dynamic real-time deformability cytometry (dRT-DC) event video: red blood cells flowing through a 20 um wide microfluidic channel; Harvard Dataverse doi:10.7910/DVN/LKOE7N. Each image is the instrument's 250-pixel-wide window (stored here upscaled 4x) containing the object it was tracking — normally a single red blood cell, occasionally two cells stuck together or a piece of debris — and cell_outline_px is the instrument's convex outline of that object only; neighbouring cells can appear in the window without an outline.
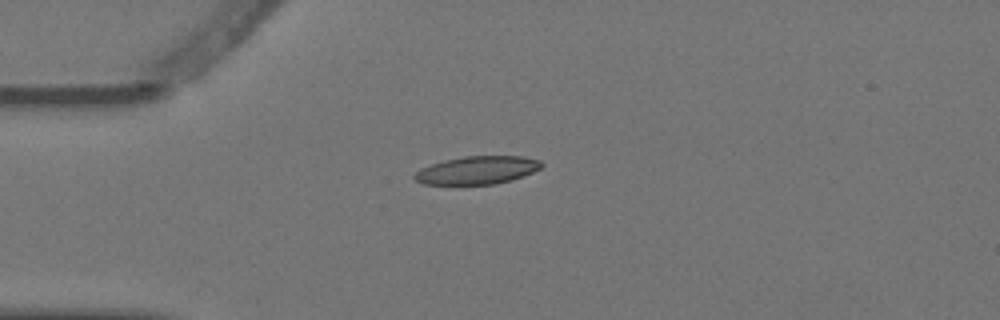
{"species": "Egyptian fruit bat (a non-hibernating species)", "species_latin": "Rousettus aegyptiacus", "temperature_condition": "warm", "stored_images_in_passage": 13, "camera_frame_rate_fps": 3000, "um_per_image_px": 0.085, "animal": {"sex": "female"}, "frame": {"image": 1, "passage_image": 2, "time_ms": 0.333, "image_size_px": [1000, 320], "cell_outline_px": [[544, 164], [540, 168], [532, 172], [512, 180], [496, 184], [424, 184], [416, 180], [412, 176], [420, 168], [444, 160], [464, 156], [524, 156], [540, 160]], "centroid_in_image_um": [40.57, 14.46], "position_along_channel_um": 44.4, "area_um2": 20.69}}
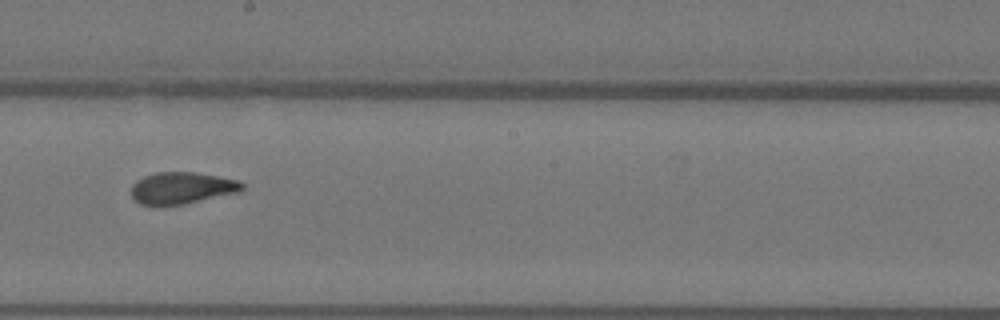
{"frame": {"image": 2, "passage_image": 7, "time_ms": 2.0, "image_size_px": [1000, 320], "cell_outline_px": [[244, 188], [240, 192], [184, 204], [156, 208], [140, 204], [132, 196], [132, 184], [136, 180], [144, 176], [156, 172], [192, 172], [240, 180], [244, 184]], "centroid_in_image_um": [15.44, 16.01], "position_along_channel_um": 232.8, "area_um2": 20.98}}
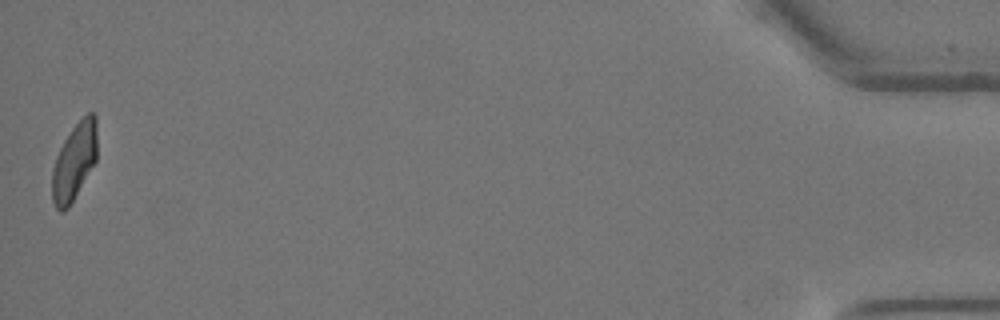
{"frame": {"image": 3, "passage_image": 13, "time_ms": 4.0, "image_size_px": [1000, 320], "cell_outline_px": [[96, 160], [68, 208], [64, 212], [60, 212], [56, 208], [52, 200], [52, 168], [56, 156], [64, 140], [72, 128], [88, 112], [92, 112], [96, 116]], "centroid_in_image_um": [6.29, 13.75], "position_along_channel_um": 428.9, "area_um2": 20.0}}